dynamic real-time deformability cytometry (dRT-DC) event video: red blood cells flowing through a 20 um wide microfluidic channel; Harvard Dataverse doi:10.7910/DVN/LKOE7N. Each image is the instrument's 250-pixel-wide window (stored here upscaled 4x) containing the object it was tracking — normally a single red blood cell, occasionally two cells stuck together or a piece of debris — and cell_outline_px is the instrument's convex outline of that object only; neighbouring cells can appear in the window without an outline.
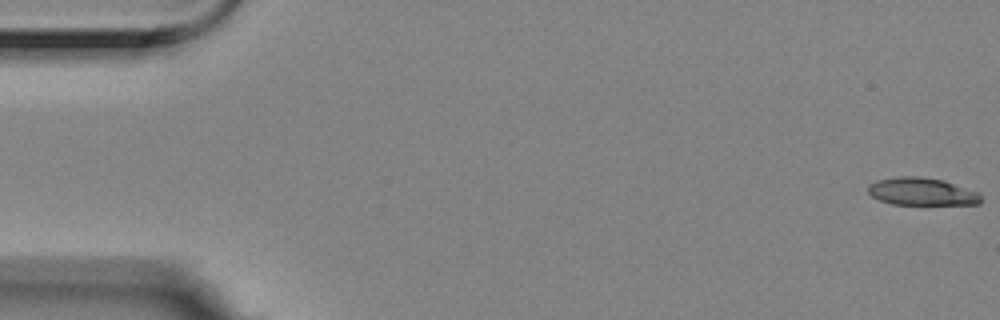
{"species": "Egyptian fruit bat (a non-hibernating species)", "species_latin": "Rousettus aegyptiacus", "temperature_condition": "room temperature", "stored_images_in_passage": 7, "camera_frame_rate_fps": 3000, "um_per_image_px": 0.085, "animal": {"sex": "female"}, "frame": {"image": 1, "passage_image": 1, "time_ms": 0.0, "image_size_px": [1000, 320], "cell_outline_px": [[980, 204], [892, 204], [880, 200], [872, 196], [868, 192], [868, 184], [876, 180], [900, 176], [920, 176], [944, 180], [976, 192], [980, 196]], "centroid_in_image_um": [78.3, 16.27], "position_along_channel_um": 6.7, "area_um2": 17.98}}
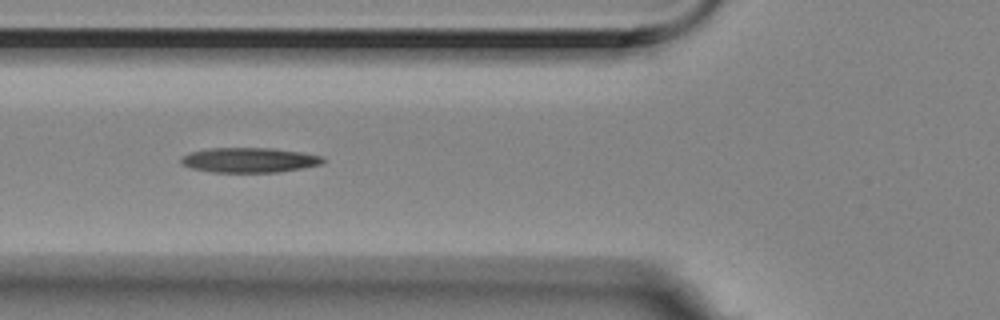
{"frame": {"image": 2, "passage_image": 6, "time_ms": 1.667, "image_size_px": [1000, 320], "cell_outline_px": [[324, 160], [320, 164], [304, 168], [276, 172], [212, 172], [192, 168], [180, 164], [180, 156], [188, 152], [208, 148], [272, 148], [304, 152], [324, 156]], "centroid_in_image_um": [21.16, 13.59], "position_along_channel_um": 104.6, "area_um2": 20.81}}
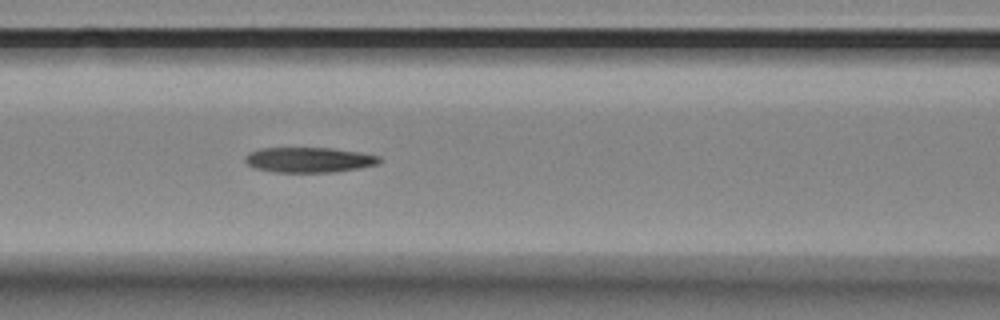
{"frame": {"image": 3, "passage_image": 7, "time_ms": 2.0, "image_size_px": [1000, 320], "cell_outline_px": [[380, 160], [376, 164], [360, 168], [332, 172], [272, 172], [252, 168], [244, 160], [244, 156], [248, 152], [260, 148], [332, 148], [360, 152], [380, 156]], "centroid_in_image_um": [26.2, 13.58], "position_along_channel_um": 140.4, "area_um2": 19.83}}